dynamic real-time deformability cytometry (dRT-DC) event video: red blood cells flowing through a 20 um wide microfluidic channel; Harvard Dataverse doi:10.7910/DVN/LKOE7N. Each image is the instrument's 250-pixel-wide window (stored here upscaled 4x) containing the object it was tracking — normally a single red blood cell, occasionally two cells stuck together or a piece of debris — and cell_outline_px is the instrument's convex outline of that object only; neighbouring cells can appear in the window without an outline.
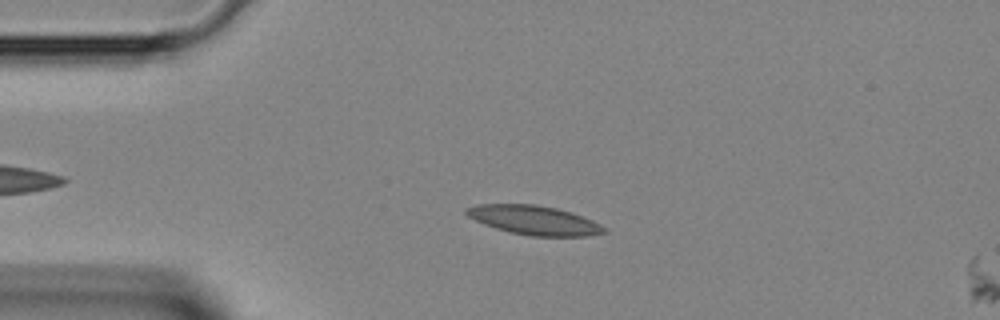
{"species": "Egyptian fruit bat (a non-hibernating species)", "species_latin": "Rousettus aegyptiacus", "temperature_condition": "room temperature", "stored_images_in_passage": 12, "camera_frame_rate_fps": 3000, "um_per_image_px": 0.085, "animal": {"sex": "female"}, "frame": {"image": 1, "passage_image": 10, "time_ms": 3.0, "image_size_px": [1000, 320], "cell_outline_px": [[608, 232], [588, 236], [532, 236], [508, 232], [484, 224], [468, 216], [464, 212], [464, 208], [476, 204], [536, 204], [556, 208], [572, 212], [592, 220], [608, 228]], "centroid_in_image_um": [45.42, 18.71], "position_along_channel_um": 39.6, "area_um2": 23.58}}